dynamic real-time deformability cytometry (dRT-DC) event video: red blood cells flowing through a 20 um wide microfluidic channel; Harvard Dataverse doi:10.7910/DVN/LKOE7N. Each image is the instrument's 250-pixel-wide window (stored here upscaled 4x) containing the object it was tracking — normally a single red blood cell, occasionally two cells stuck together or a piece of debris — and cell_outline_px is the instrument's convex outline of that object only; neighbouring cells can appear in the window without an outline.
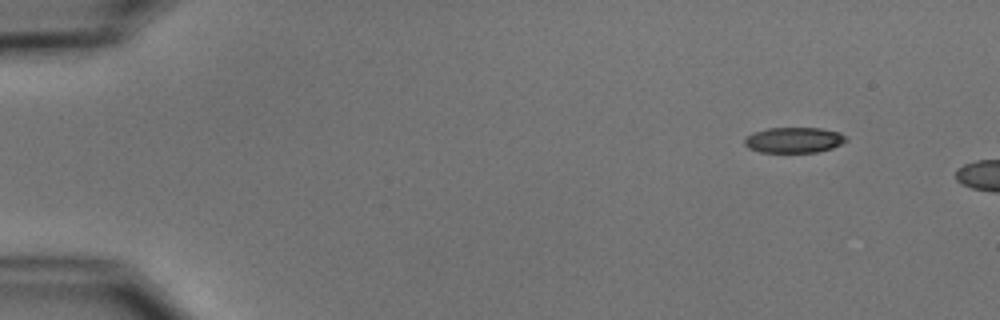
{"species": "common noctule bat (a hibernating species)", "species_latin": "Nyctalus noctula", "temperature_condition": "cold", "stored_images_in_passage": 2, "camera_frame_rate_fps": 3000, "um_per_image_px": 0.085, "animal": {"sex": "male", "body_mass_g": 15.6}, "frame": {"image": 1, "passage_image": 1, "time_ms": 0.0, "image_size_px": [1000, 320], "cell_outline_px": [[848, 140], [832, 148], [816, 152], [760, 152], [748, 148], [744, 144], [744, 140], [752, 132], [768, 128], [820, 128], [840, 132], [848, 136]], "centroid_in_image_um": [67.5, 11.9], "position_along_channel_um": 17.5, "area_um2": 15.2}}